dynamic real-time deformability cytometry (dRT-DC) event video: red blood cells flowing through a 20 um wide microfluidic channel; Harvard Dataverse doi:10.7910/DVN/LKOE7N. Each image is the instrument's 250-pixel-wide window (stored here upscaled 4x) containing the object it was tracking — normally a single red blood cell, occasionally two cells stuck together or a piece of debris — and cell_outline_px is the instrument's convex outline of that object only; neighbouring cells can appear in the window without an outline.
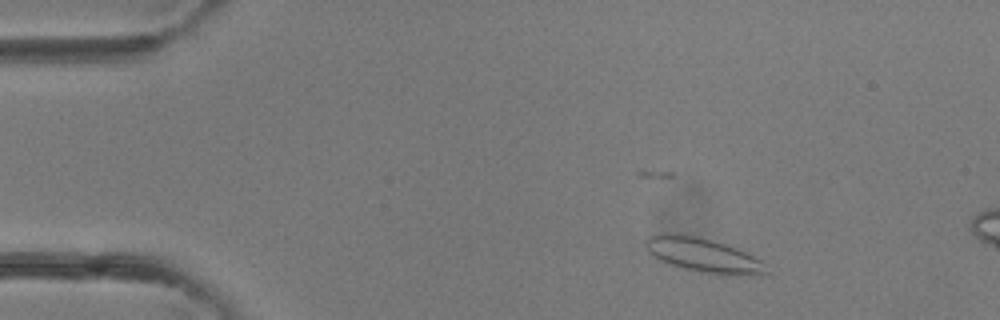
{"species": "common noctule bat (a hibernating species)", "species_latin": "Nyctalus noctula", "temperature_condition": "room temperature", "stored_images_in_passage": 9, "camera_frame_rate_fps": 3000, "um_per_image_px": 0.085, "animal": {"sex": "female"}, "frame": {"image": 1, "passage_image": 4, "time_ms": 1.0, "image_size_px": [1000, 320], "cell_outline_px": [[768, 272], [748, 276], [724, 276], [700, 272], [680, 268], [668, 264], [660, 260], [648, 252], [644, 244], [644, 240], [648, 236], [660, 232], [684, 232], [700, 236], [736, 248], [764, 260]], "centroid_in_image_um": [59.74, 21.67], "position_along_channel_um": 25.3, "area_um2": 25.09}}